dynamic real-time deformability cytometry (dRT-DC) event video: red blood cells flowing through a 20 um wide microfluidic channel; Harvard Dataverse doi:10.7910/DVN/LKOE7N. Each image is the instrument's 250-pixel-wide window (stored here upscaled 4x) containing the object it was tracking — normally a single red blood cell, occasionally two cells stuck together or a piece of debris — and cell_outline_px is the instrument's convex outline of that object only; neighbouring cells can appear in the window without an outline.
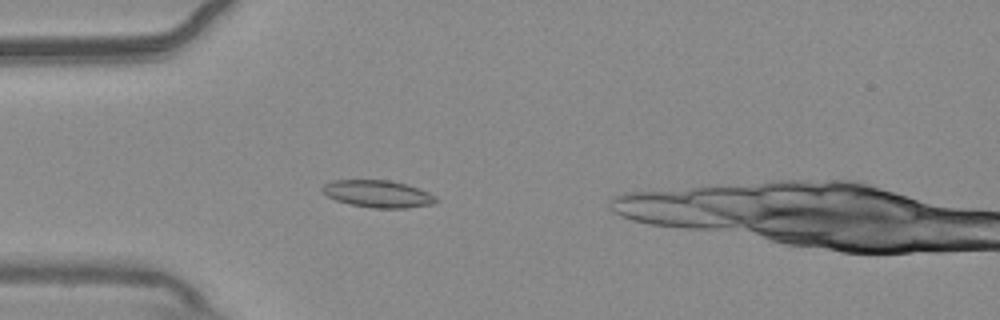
{"species": "common noctule bat (a hibernating species)", "species_latin": "Nyctalus noctula", "temperature_condition": "warm", "stored_images_in_passage": 42, "camera_frame_rate_fps": 3000, "um_per_image_px": 0.085, "animal": {"sex": "male", "body_mass_g": 20.4}, "frame": {"image": 1, "passage_image": 3, "time_ms": 0.667, "image_size_px": [1000, 320], "cell_outline_px": [[440, 200], [432, 204], [408, 208], [372, 208], [352, 204], [336, 200], [328, 196], [320, 188], [324, 184], [332, 180], [388, 180], [408, 184], [428, 192], [436, 196]], "centroid_in_image_um": [32.15, 16.47], "position_along_channel_um": 52.8, "area_um2": 18.03}}
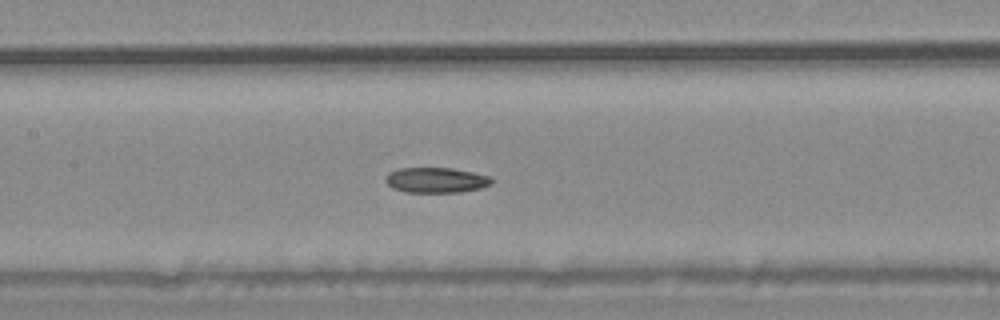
{"frame": {"image": 2, "passage_image": 13, "time_ms": 4.0, "image_size_px": [1000, 320], "cell_outline_px": [[496, 180], [492, 184], [480, 188], [460, 192], [404, 192], [392, 188], [384, 180], [388, 172], [400, 168], [452, 168], [492, 176]], "centroid_in_image_um": [37.09, 15.31], "position_along_channel_um": 170.3, "area_um2": 15.84}}
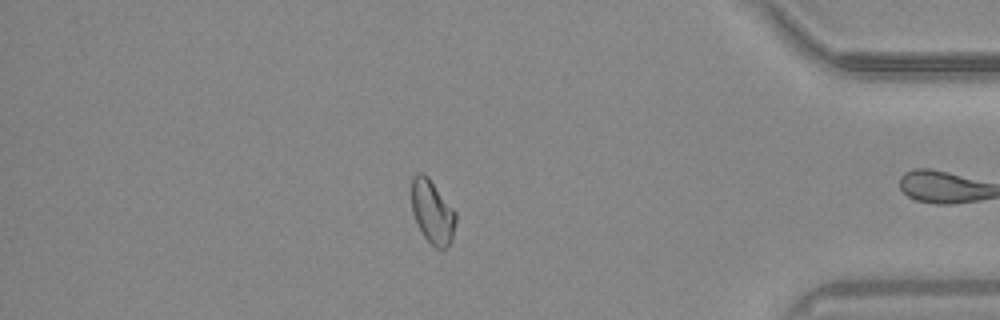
{"frame": {"image": 3, "passage_image": 34, "time_ms": 11.0, "image_size_px": [1000, 320], "cell_outline_px": [[456, 220], [452, 240], [444, 248], [436, 248], [424, 236], [416, 224], [412, 212], [412, 176], [416, 172], [424, 172], [428, 176], [456, 212]], "centroid_in_image_um": [36.74, 17.97], "position_along_channel_um": 398.5, "area_um2": 16.42}, "authors_computed_cell_mechanics": {"area_um2": 16.3285, "velocity_mm_per_s": 3.7459, "shape_relaxation_time_tau1_ms": null, "shape_relaxation_time_tau2_ms": 11.1505, "deformation_change_tau1": null, "deformation_change_tau2": 0.163}}